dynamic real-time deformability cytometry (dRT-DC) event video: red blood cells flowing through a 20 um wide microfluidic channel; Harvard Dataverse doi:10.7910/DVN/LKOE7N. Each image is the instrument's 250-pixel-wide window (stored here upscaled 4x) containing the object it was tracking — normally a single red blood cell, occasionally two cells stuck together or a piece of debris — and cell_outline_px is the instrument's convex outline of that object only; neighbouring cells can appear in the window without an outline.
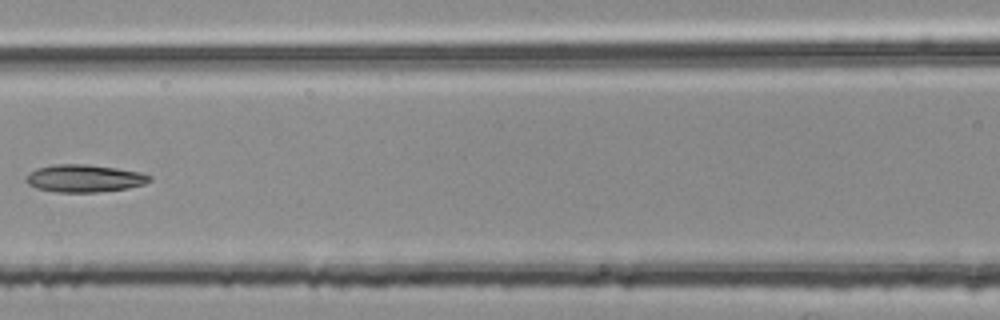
{"species": "common noctule bat (a hibernating species)", "species_latin": "Nyctalus noctula", "temperature_condition": "room temperature", "stored_images_in_passage": 4, "camera_frame_rate_fps": 3000, "um_per_image_px": 0.085, "animal": {"sex": "female", "body_mass_g": 25.1}, "frame": {"image": 1, "passage_image": 4, "time_ms": 1.0, "image_size_px": [1000, 320], "cell_outline_px": [[152, 180], [144, 184], [128, 188], [100, 192], [56, 192], [36, 188], [28, 184], [24, 180], [36, 168], [52, 164], [88, 164], [116, 168], [140, 172], [152, 176]], "centroid_in_image_um": [7.18, 15.16], "position_along_channel_um": 159.4, "area_um2": 19.88}}